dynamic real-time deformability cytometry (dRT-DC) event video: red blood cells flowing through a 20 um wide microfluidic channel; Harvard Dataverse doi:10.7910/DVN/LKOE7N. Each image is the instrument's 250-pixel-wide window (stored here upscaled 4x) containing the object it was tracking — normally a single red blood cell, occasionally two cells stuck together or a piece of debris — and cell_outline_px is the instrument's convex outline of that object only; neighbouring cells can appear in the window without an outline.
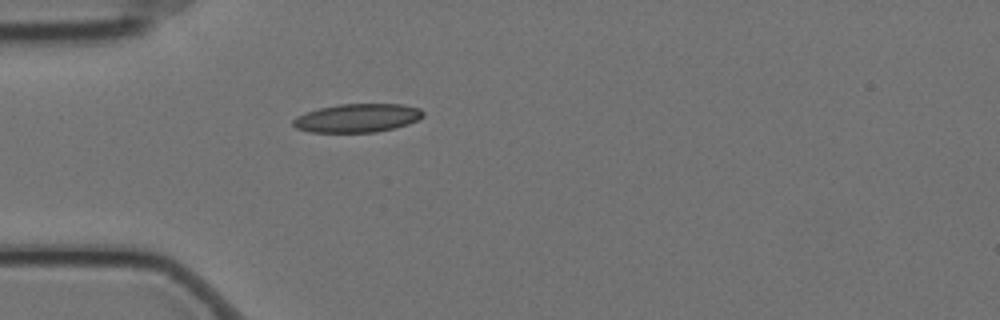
{"species": "Egyptian fruit bat (a non-hibernating species)", "species_latin": "Rousettus aegyptiacus", "temperature_condition": "cold", "stored_images_in_passage": 1, "camera_frame_rate_fps": 3000, "um_per_image_px": 0.085, "animal": {"sex": "female"}, "frame": {"image": 1, "passage_image": 1, "time_ms": 0.0, "image_size_px": [1000, 320], "cell_outline_px": [[424, 116], [408, 124], [376, 132], [308, 132], [296, 128], [292, 124], [292, 120], [296, 116], [320, 108], [340, 104], [404, 104], [420, 108], [424, 112]], "centroid_in_image_um": [30.37, 10.03], "position_along_channel_um": 54.6, "area_um2": 21.56}}